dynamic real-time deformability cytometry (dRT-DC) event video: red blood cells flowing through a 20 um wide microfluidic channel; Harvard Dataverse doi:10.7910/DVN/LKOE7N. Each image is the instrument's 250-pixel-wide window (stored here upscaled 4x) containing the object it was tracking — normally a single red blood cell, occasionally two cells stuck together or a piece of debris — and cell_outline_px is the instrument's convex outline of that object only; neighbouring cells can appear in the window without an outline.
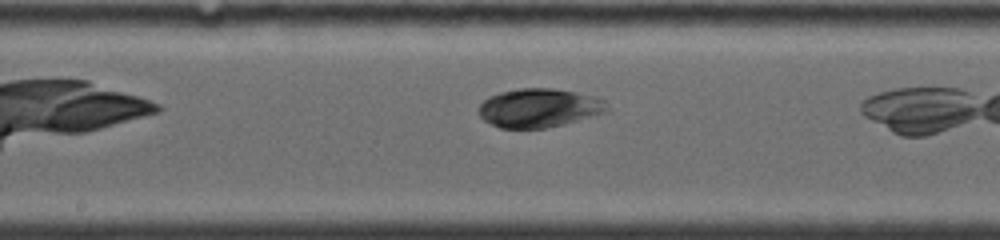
{"species": "common noctule bat (a hibernating species)", "species_latin": "Nyctalus noctula", "temperature_condition": "warm", "stored_images_in_passage": 24, "camera_frame_rate_fps": 5000, "um_per_image_px": 0.085, "animal": {"sex": "female", "body_mass_g": 19.0, "forearm_length_mm": 53.3}, "frame": {"image": 1, "passage_image": 11, "time_ms": 4.0, "image_size_px": [1000, 240], "cell_outline_px": [[608, 112], [564, 124], [548, 128], [500, 128], [484, 120], [480, 116], [480, 104], [488, 96], [500, 92], [520, 88], [552, 88], [576, 92], [592, 96], [604, 100], [608, 108]], "centroid_in_image_um": [45.83, 9.17], "position_along_channel_um": 202.4, "area_um2": 28.96}}